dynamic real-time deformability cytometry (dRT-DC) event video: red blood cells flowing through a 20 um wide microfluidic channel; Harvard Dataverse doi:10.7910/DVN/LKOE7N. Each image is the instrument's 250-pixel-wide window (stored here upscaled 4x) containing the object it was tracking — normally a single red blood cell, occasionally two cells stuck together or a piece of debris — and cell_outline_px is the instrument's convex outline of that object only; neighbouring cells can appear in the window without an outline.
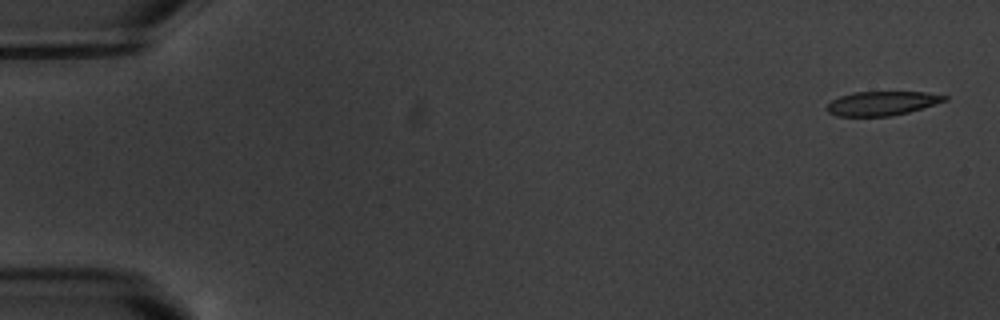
{"species": "common noctule bat (a hibernating species)", "species_latin": "Nyctalus noctula", "temperature_condition": "warm", "stored_images_in_passage": 5, "camera_frame_rate_fps": 3000, "um_per_image_px": 0.085, "animal": {"sex": "male", "body_mass_g": 20.1, "forearm_length_mm": 53.5}, "frame": {"image": 1, "passage_image": 1, "time_ms": 0.0, "image_size_px": [1000, 320], "cell_outline_px": [[948, 100], [908, 112], [892, 116], [836, 116], [828, 112], [828, 104], [832, 100], [840, 96], [852, 92], [924, 92], [948, 96]], "centroid_in_image_um": [74.97, 8.78], "position_along_channel_um": 10.0, "area_um2": 16.42}}
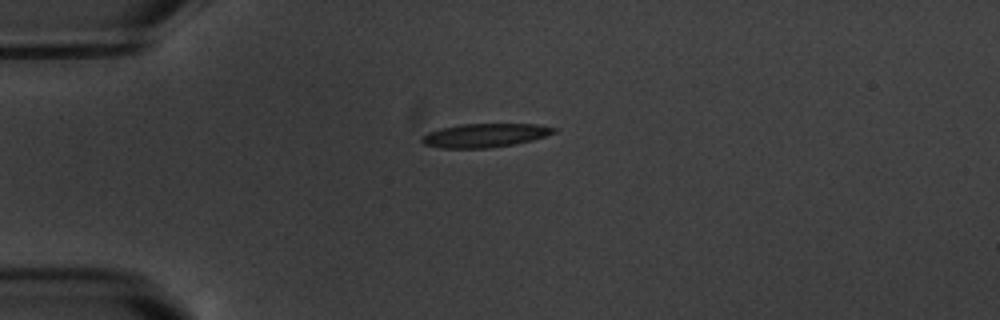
{"frame": {"image": 2, "passage_image": 4, "time_ms": 4.333, "image_size_px": [1000, 320], "cell_outline_px": [[556, 132], [532, 140], [512, 144], [488, 148], [440, 148], [424, 144], [420, 140], [420, 136], [428, 132], [440, 128], [460, 124], [536, 124], [556, 128]], "centroid_in_image_um": [41.15, 11.5], "position_along_channel_um": 43.8, "area_um2": 18.21}}